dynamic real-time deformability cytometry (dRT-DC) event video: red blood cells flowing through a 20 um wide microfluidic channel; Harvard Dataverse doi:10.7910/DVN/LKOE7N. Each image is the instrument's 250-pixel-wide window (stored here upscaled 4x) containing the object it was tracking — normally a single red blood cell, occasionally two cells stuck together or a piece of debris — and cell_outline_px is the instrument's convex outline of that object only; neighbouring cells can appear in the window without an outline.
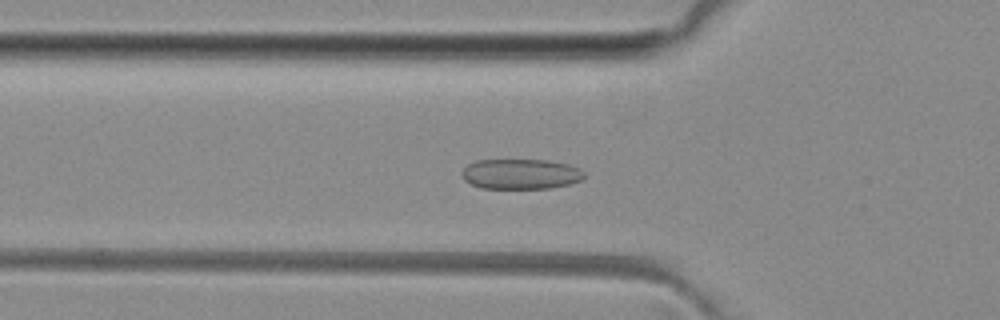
{"species": "common noctule bat (a hibernating species)", "species_latin": "Nyctalus noctula", "temperature_condition": "room temperature", "stored_images_in_passage": 51, "camera_frame_rate_fps": 3000, "um_per_image_px": 0.085, "animal": {"sex": "female", "body_mass_g": 29.2, "forearm_length_mm": 56.3}, "frame": {"image": 1, "passage_image": 17, "time_ms": 5.333, "image_size_px": [1000, 320], "cell_outline_px": [[584, 180], [572, 184], [548, 188], [480, 188], [464, 180], [460, 172], [468, 164], [476, 160], [548, 160], [568, 164], [580, 168], [584, 172]], "centroid_in_image_um": [44.28, 14.79], "position_along_channel_um": 81.5, "area_um2": 21.73}}
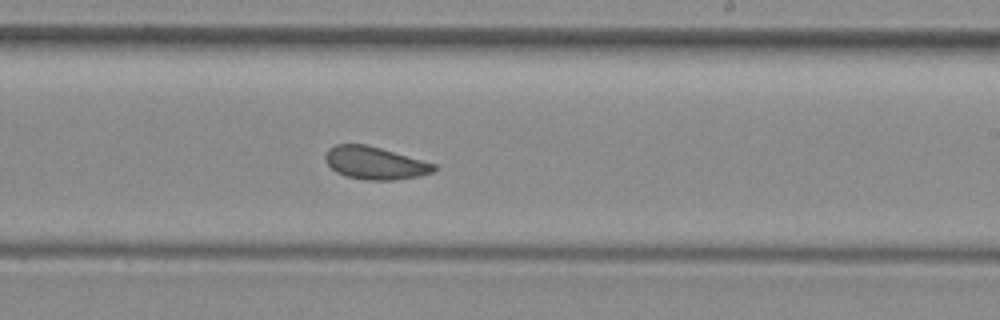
{"frame": {"image": 2, "passage_image": 30, "time_ms": 9.667, "image_size_px": [1000, 320], "cell_outline_px": [[436, 168], [432, 172], [420, 176], [392, 180], [368, 180], [344, 176], [336, 172], [324, 160], [324, 156], [328, 148], [336, 144], [368, 144], [436, 164]], "centroid_in_image_um": [31.84, 13.85], "position_along_channel_um": 257.2, "area_um2": 20.75}}
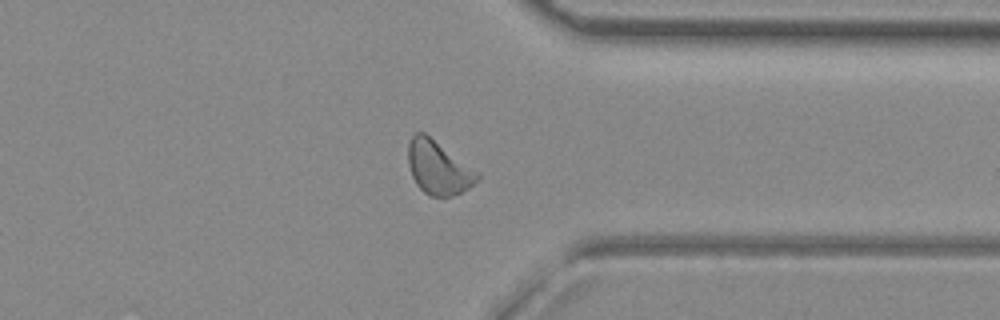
{"frame": {"image": 3, "passage_image": 39, "time_ms": 12.667, "image_size_px": [1000, 320], "cell_outline_px": [[480, 180], [468, 188], [452, 196], [428, 196], [416, 184], [412, 176], [408, 164], [408, 144], [412, 136], [416, 132], [424, 132], [480, 172]], "centroid_in_image_um": [37.27, 14.25], "position_along_channel_um": 374.1, "area_um2": 21.68}, "authors_computed_cell_mechanics": {"area_um2": 21.675, "velocity_mm_per_s": 4.0455, "shape_relaxation_time_tau1_ms": null, "shape_relaxation_time_tau2_ms": 1.9606, "deformation_change_tau1": null, "deformation_change_tau2": 0.0743}}